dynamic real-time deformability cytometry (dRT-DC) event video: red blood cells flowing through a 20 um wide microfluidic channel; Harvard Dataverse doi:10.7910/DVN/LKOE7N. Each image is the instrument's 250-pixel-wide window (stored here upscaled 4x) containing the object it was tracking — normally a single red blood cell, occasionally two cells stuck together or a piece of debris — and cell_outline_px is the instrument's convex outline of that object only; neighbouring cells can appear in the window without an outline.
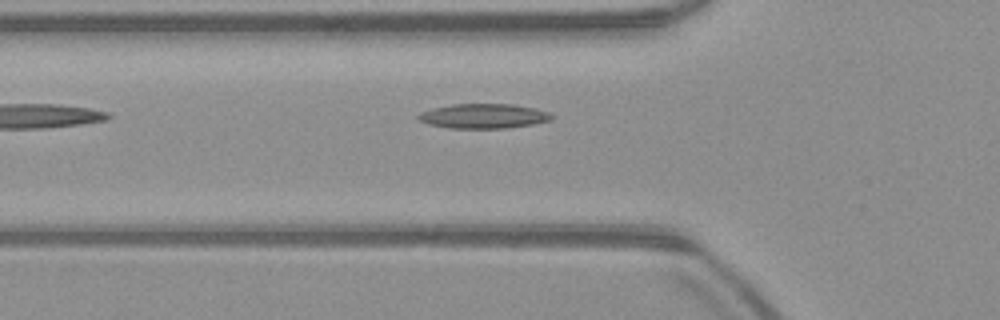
{"species": "common noctule bat (a hibernating species)", "species_latin": "Nyctalus noctula", "temperature_condition": "warm", "stored_images_in_passage": 13, "camera_frame_rate_fps": 3000, "um_per_image_px": 0.085, "animal": {"sex": "male", "body_mass_g": 23.1, "forearm_length_mm": 52.7}, "frame": {"image": 1, "passage_image": 3, "time_ms": 0.667, "image_size_px": [1000, 320], "cell_outline_px": [[552, 120], [532, 124], [504, 128], [448, 128], [428, 124], [416, 120], [416, 116], [420, 112], [432, 108], [452, 104], [512, 104], [536, 108], [548, 112], [552, 116]], "centroid_in_image_um": [41.04, 9.86], "position_along_channel_um": 84.8, "area_um2": 19.25}}
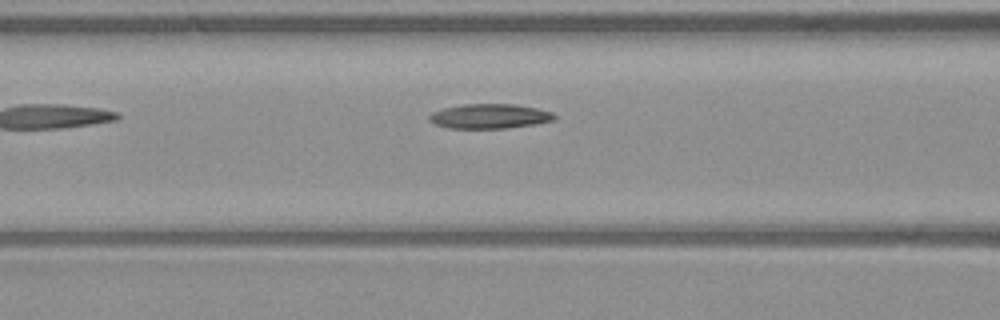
{"frame": {"image": 2, "passage_image": 6, "time_ms": 1.667, "image_size_px": [1000, 320], "cell_outline_px": [[556, 120], [508, 128], [448, 128], [436, 124], [428, 120], [428, 116], [432, 112], [444, 108], [464, 104], [516, 104], [536, 108], [552, 112], [556, 116]], "centroid_in_image_um": [41.61, 9.87], "position_along_channel_um": 125.0, "area_um2": 17.92}}
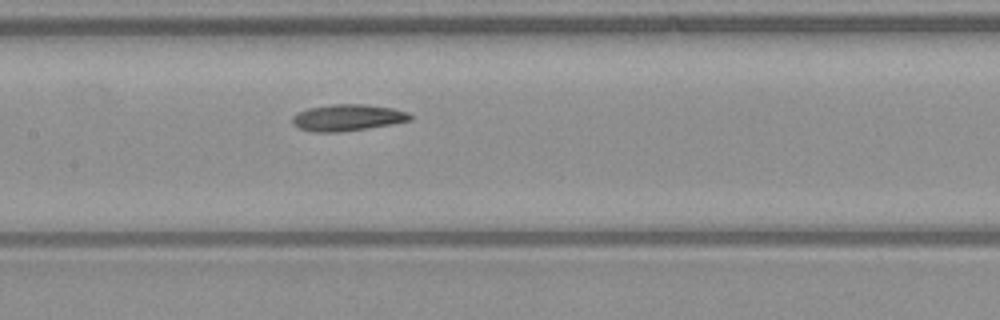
{"frame": {"image": 3, "passage_image": 10, "time_ms": 3.0, "image_size_px": [1000, 320], "cell_outline_px": [[412, 120], [392, 124], [368, 128], [340, 132], [312, 132], [300, 128], [292, 124], [292, 116], [296, 112], [308, 108], [332, 104], [364, 104], [392, 108], [408, 112], [412, 116]], "centroid_in_image_um": [29.52, 10.0], "position_along_channel_um": 177.9, "area_um2": 18.32}}